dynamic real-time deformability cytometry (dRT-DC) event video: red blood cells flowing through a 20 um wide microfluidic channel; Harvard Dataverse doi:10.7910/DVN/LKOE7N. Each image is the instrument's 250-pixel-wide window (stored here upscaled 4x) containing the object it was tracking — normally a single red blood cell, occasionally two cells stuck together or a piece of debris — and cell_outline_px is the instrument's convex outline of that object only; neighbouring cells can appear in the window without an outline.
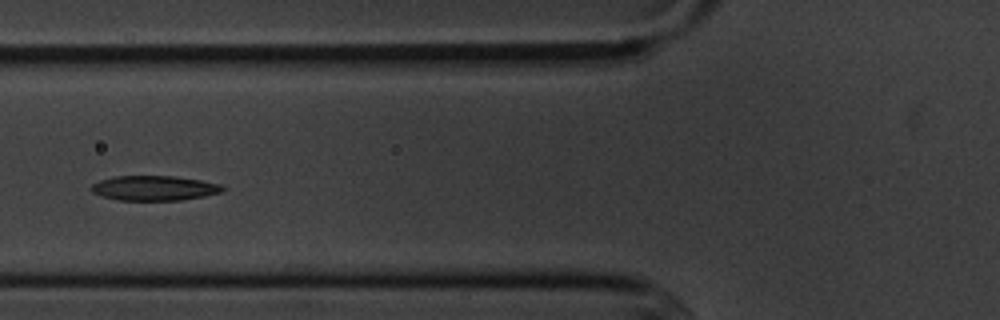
{"species": "common noctule bat (a hibernating species)", "species_latin": "Nyctalus noctula", "temperature_condition": "cold", "stored_images_in_passage": 9, "camera_frame_rate_fps": 3000, "um_per_image_px": 0.085, "animal": {"sex": "male", "body_mass_g": 20.1, "forearm_length_mm": 53.5}, "frame": {"image": 1, "passage_image": 4, "time_ms": 3.667, "image_size_px": [1000, 320], "cell_outline_px": [[228, 188], [224, 192], [204, 196], [180, 200], [116, 200], [92, 192], [88, 188], [92, 184], [100, 180], [116, 176], [176, 176], [200, 180], [220, 184]], "centroid_in_image_um": [13.14, 15.98], "position_along_channel_um": 112.7, "area_um2": 19.13}}
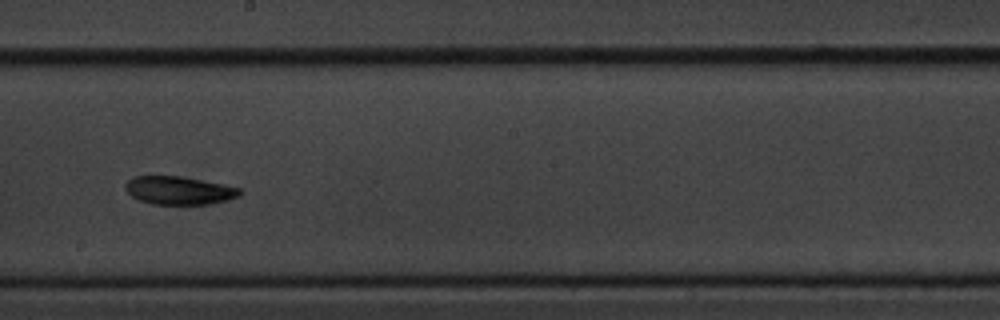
{"frame": {"image": 2, "passage_image": 7, "time_ms": 7.0, "image_size_px": [1000, 320], "cell_outline_px": [[240, 196], [228, 200], [208, 204], [152, 204], [140, 200], [132, 196], [124, 188], [124, 184], [128, 180], [136, 176], [180, 176], [224, 184], [240, 188]], "centroid_in_image_um": [15.22, 16.18], "position_along_channel_um": 233.0, "area_um2": 18.73}}
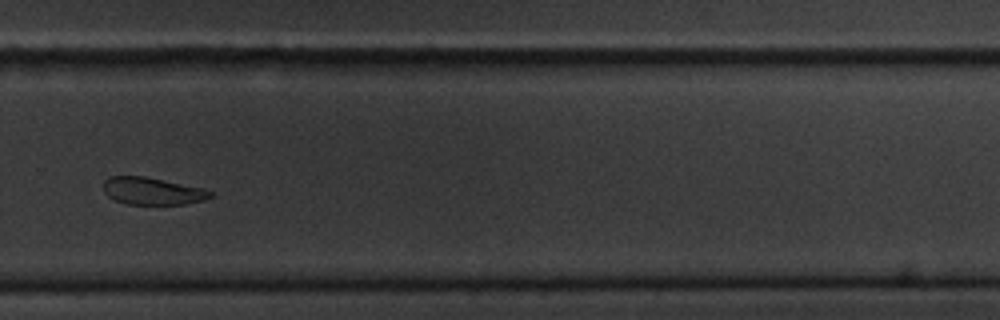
{"frame": {"image": 3, "passage_image": 9, "time_ms": 9.333, "image_size_px": [1000, 320], "cell_outline_px": [[216, 196], [204, 200], [184, 204], [128, 204], [116, 200], [108, 196], [104, 192], [104, 180], [108, 176], [144, 176], [204, 188], [216, 192]], "centroid_in_image_um": [13.02, 16.24], "position_along_channel_um": 316.8, "area_um2": 17.17}}